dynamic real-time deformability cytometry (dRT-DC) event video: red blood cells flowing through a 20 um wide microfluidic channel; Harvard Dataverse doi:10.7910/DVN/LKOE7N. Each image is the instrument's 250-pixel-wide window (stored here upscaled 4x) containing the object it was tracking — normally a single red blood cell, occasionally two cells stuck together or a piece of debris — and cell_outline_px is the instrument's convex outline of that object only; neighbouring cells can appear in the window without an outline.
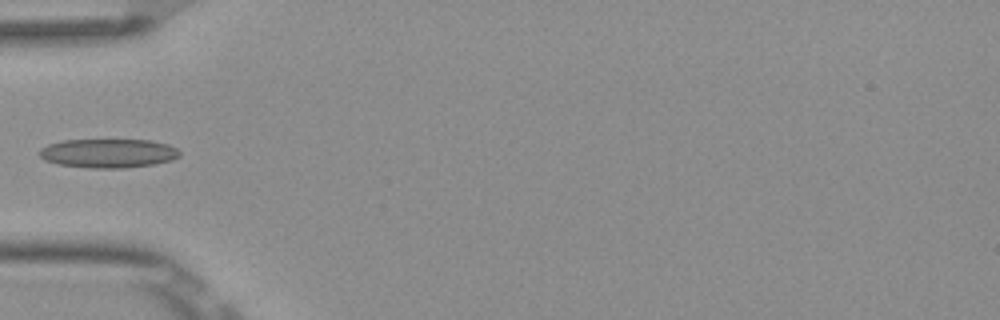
{"species": "Egyptian fruit bat (a non-hibernating species)", "species_latin": "Rousettus aegyptiacus", "temperature_condition": "room temperature", "stored_images_in_passage": 6, "camera_frame_rate_fps": 3000, "um_per_image_px": 0.085, "frame": {"image": 1, "passage_image": 5, "time_ms": 1.333, "image_size_px": [1000, 320], "cell_outline_px": [[180, 156], [172, 160], [156, 164], [124, 168], [88, 168], [60, 164], [44, 160], [40, 156], [40, 148], [48, 144], [64, 140], [148, 140], [168, 144], [176, 148], [180, 152]], "centroid_in_image_um": [9.22, 13.03], "position_along_channel_um": 75.8, "area_um2": 23.7}}
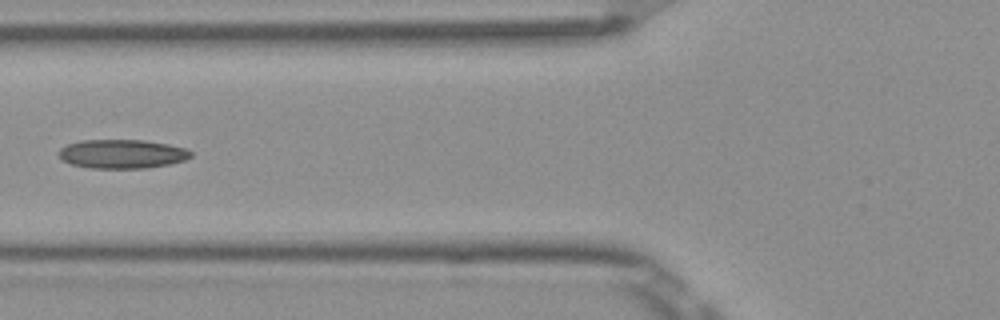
{"frame": {"image": 2, "passage_image": 6, "time_ms": 1.667, "image_size_px": [1000, 320], "cell_outline_px": [[192, 156], [184, 160], [168, 164], [144, 168], [92, 168], [72, 164], [64, 160], [60, 156], [60, 148], [68, 144], [80, 140], [144, 140], [168, 144], [188, 148], [192, 152]], "centroid_in_image_um": [10.42, 13.07], "position_along_channel_um": 115.4, "area_um2": 22.14}}